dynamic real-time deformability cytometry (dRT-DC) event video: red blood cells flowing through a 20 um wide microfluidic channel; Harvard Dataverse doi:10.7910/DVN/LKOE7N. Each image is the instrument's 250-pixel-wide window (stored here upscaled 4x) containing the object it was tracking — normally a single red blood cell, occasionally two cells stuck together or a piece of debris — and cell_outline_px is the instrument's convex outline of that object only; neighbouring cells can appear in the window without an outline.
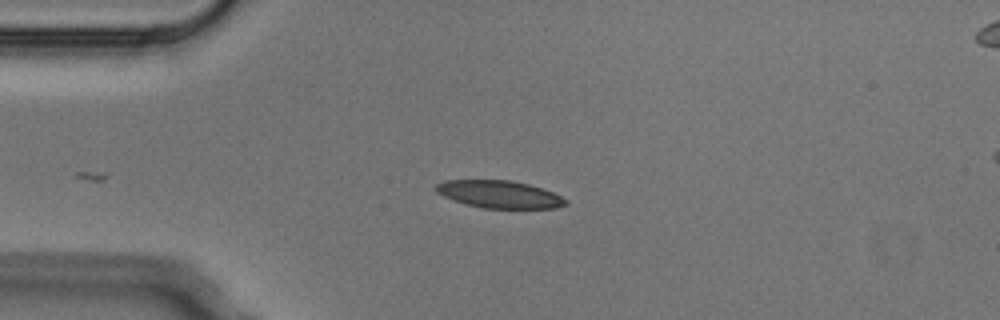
{"species": "Egyptian fruit bat (a non-hibernating species)", "species_latin": "Rousettus aegyptiacus", "temperature_condition": "cold", "stored_images_in_passage": 4, "camera_frame_rate_fps": 3000, "um_per_image_px": 0.085, "animal": {"sex": "male"}, "frame": {"image": 1, "passage_image": 4, "time_ms": 1.0, "image_size_px": [1000, 320], "cell_outline_px": [[568, 204], [556, 208], [484, 208], [468, 204], [444, 196], [436, 192], [436, 184], [444, 180], [512, 180], [528, 184], [552, 192], [568, 200]], "centroid_in_image_um": [42.47, 16.51], "position_along_channel_um": 42.5, "area_um2": 20.52}}